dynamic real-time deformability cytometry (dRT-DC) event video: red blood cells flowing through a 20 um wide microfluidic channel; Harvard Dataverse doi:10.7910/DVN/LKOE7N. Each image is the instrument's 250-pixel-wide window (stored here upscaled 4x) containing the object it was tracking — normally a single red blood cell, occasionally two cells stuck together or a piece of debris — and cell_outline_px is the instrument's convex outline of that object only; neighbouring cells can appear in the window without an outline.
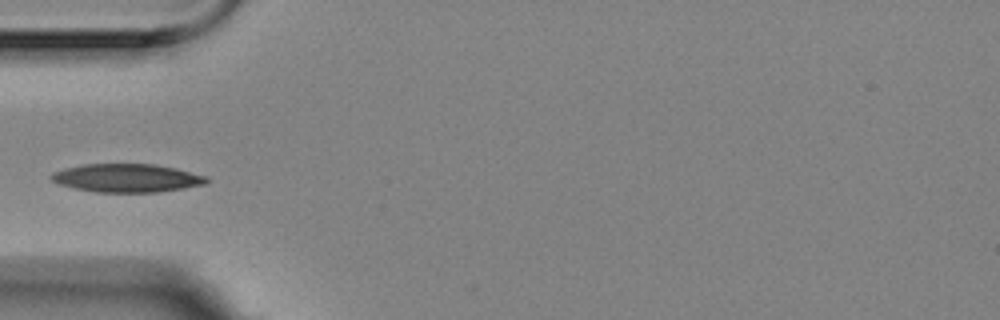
{"species": "Egyptian fruit bat (a non-hibernating species)", "species_latin": "Rousettus aegyptiacus", "temperature_condition": "room temperature", "stored_images_in_passage": 5, "camera_frame_rate_fps": 3000, "um_per_image_px": 0.085, "animal": {"sex": "female"}, "frame": {"image": 1, "passage_image": 5, "time_ms": 1.333, "image_size_px": [1000, 320], "cell_outline_px": [[208, 180], [204, 184], [184, 188], [156, 192], [96, 192], [76, 188], [60, 184], [52, 180], [48, 176], [52, 172], [64, 168], [80, 164], [156, 164], [176, 168], [208, 176]], "centroid_in_image_um": [10.77, 15.12], "position_along_channel_um": 74.2, "area_um2": 25.66}}